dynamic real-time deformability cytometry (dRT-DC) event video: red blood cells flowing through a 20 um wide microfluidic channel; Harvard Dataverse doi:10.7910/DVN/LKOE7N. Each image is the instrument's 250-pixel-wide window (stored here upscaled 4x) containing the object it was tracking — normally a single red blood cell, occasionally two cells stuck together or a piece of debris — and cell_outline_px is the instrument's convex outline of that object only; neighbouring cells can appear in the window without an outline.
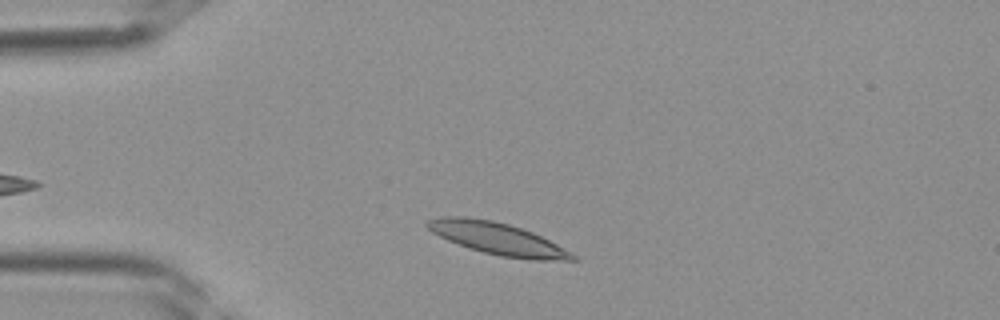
{"species": "Egyptian fruit bat (a non-hibernating species)", "species_latin": "Rousettus aegyptiacus", "temperature_condition": "room temperature", "stored_images_in_passage": 21, "camera_frame_rate_fps": 3000, "um_per_image_px": 0.085, "frame": {"image": 1, "passage_image": 3, "time_ms": 0.667, "image_size_px": [1000, 320], "cell_outline_px": [[580, 260], [532, 260], [500, 256], [468, 248], [448, 240], [432, 232], [424, 224], [428, 220], [440, 216], [464, 216], [492, 220], [508, 224], [532, 232], [572, 252]], "centroid_in_image_um": [42.28, 20.28], "position_along_channel_um": 42.7, "area_um2": 26.99}}
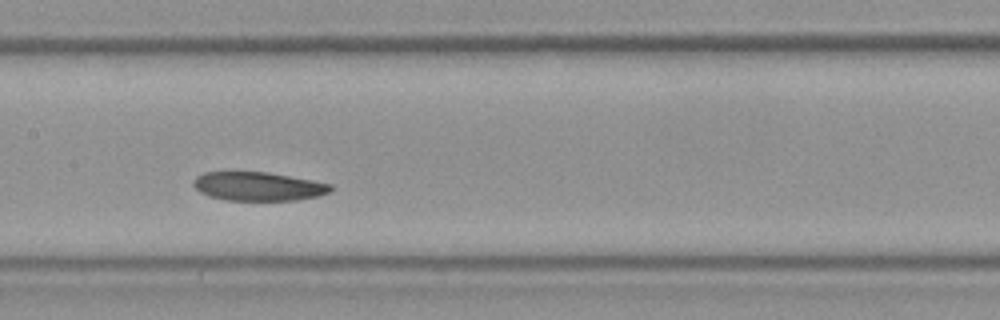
{"frame": {"image": 2, "passage_image": 13, "time_ms": 4.0, "image_size_px": [1000, 320], "cell_outline_px": [[332, 188], [328, 192], [320, 196], [296, 200], [228, 200], [208, 196], [200, 192], [192, 184], [192, 180], [196, 176], [204, 172], [268, 172], [312, 180], [332, 184]], "centroid_in_image_um": [21.93, 15.84], "position_along_channel_um": 185.5, "area_um2": 23.0}}
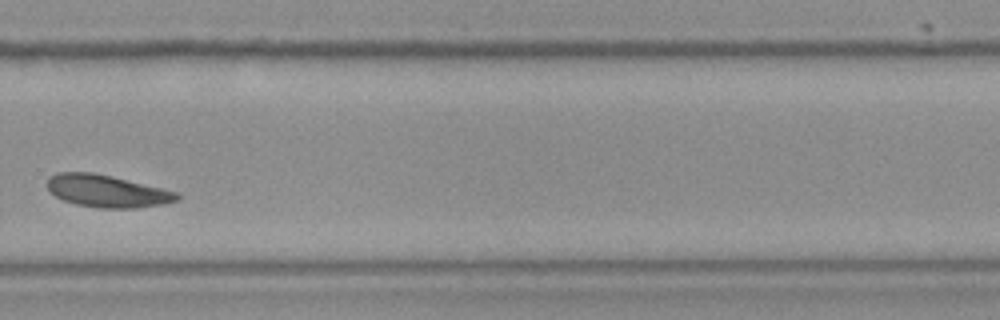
{"frame": {"image": 3, "passage_image": 21, "time_ms": 6.667, "image_size_px": [1000, 320], "cell_outline_px": [[180, 200], [164, 204], [136, 208], [96, 208], [76, 204], [64, 200], [48, 192], [48, 176], [56, 172], [92, 172], [112, 176], [176, 192], [180, 196]], "centroid_in_image_um": [9.06, 16.24], "position_along_channel_um": 320.7, "area_um2": 24.45}}